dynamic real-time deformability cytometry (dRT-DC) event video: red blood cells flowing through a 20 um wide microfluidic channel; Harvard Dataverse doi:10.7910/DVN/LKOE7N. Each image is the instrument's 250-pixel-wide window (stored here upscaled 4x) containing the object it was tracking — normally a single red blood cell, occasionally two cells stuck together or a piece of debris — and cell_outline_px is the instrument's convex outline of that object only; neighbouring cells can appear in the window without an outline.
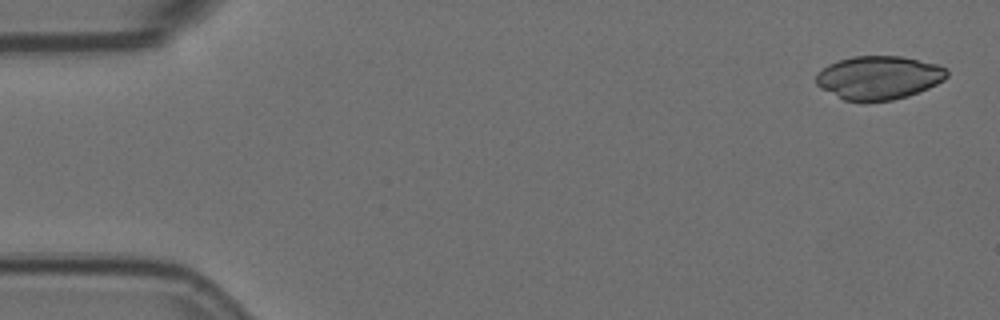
{"species": "Egyptian fruit bat (a non-hibernating species)", "species_latin": "Rousettus aegyptiacus", "temperature_condition": "room temperature", "stored_images_in_passage": 5, "camera_frame_rate_fps": 3000, "um_per_image_px": 0.085, "animal": {"sex": "female"}, "frame": {"image": 1, "passage_image": 1, "time_ms": 0.0, "image_size_px": [1000, 320], "cell_outline_px": [[948, 76], [944, 80], [928, 88], [908, 96], [892, 100], [844, 100], [820, 88], [816, 84], [816, 72], [828, 64], [852, 56], [900, 56], [936, 64], [948, 68]], "centroid_in_image_um": [74.69, 6.58], "position_along_channel_um": 10.3, "area_um2": 33.0}}